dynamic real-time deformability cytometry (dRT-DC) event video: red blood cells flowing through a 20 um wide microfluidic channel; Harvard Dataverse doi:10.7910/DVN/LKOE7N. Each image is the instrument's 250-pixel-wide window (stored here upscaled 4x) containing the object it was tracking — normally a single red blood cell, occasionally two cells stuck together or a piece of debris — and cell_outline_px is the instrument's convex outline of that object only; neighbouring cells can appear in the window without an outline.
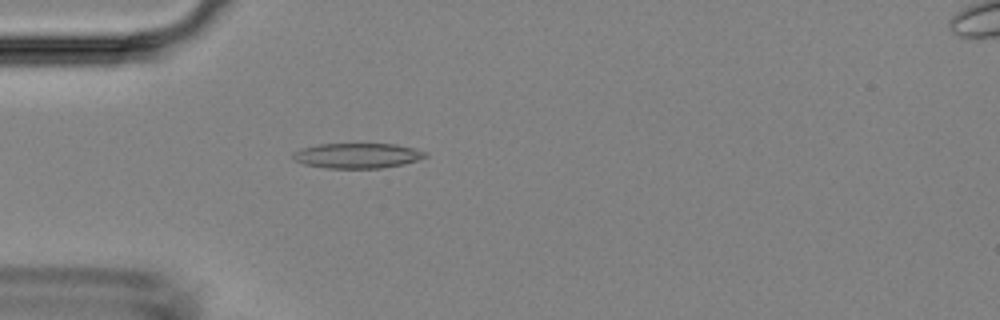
{"species": "Egyptian fruit bat (a non-hibernating species)", "species_latin": "Rousettus aegyptiacus", "temperature_condition": "room temperature", "stored_images_in_passage": 49, "camera_frame_rate_fps": 3000, "um_per_image_px": 0.085, "animal": {"sex": "female"}, "frame": {"image": 1, "passage_image": 14, "time_ms": 4.333, "image_size_px": [1000, 320], "cell_outline_px": [[428, 156], [404, 164], [380, 168], [328, 168], [304, 164], [292, 160], [292, 152], [300, 148], [320, 144], [396, 144], [416, 148], [428, 152]], "centroid_in_image_um": [30.37, 13.22], "position_along_channel_um": 54.6, "area_um2": 19.54}}
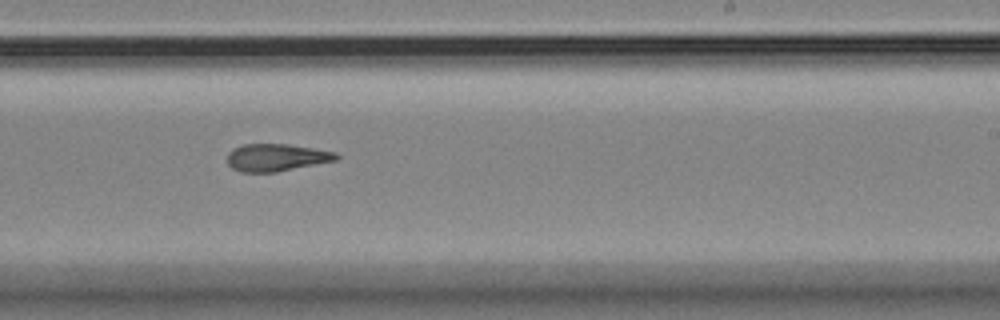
{"frame": {"image": 2, "passage_image": 30, "time_ms": 9.667, "image_size_px": [1000, 320], "cell_outline_px": [[340, 160], [276, 172], [240, 172], [232, 168], [228, 164], [228, 152], [232, 148], [244, 144], [288, 144], [336, 152], [340, 156]], "centroid_in_image_um": [23.52, 13.39], "position_along_channel_um": 265.5, "area_um2": 17.57}}
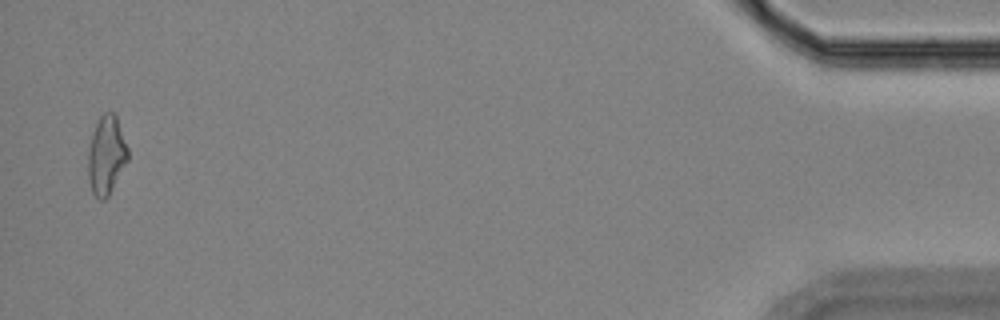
{"frame": {"image": 3, "passage_image": 48, "time_ms": 15.667, "image_size_px": [1000, 320], "cell_outline_px": [[128, 160], [108, 196], [104, 200], [100, 200], [92, 192], [88, 180], [88, 148], [92, 132], [100, 116], [104, 112], [112, 112], [116, 116], [128, 148]], "centroid_in_image_um": [9.02, 13.19], "position_along_channel_um": 426.2, "area_um2": 18.21}}